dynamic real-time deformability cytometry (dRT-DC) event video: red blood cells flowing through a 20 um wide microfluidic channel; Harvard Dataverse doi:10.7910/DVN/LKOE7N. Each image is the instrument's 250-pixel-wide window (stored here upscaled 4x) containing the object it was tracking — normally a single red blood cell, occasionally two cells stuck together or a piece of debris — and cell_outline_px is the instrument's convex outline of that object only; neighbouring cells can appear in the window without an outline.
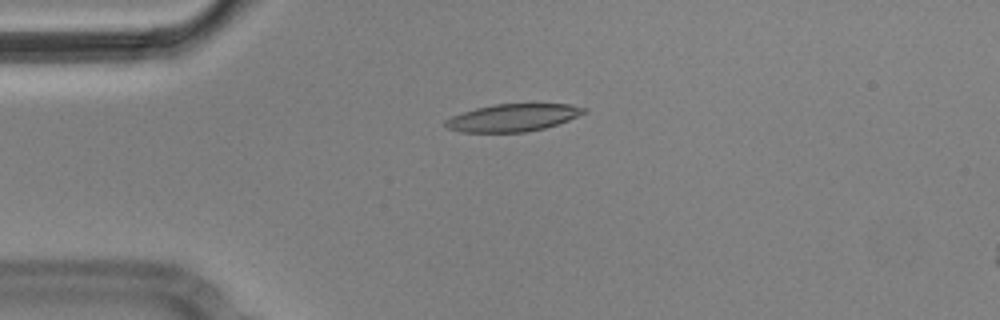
{"species": "Egyptian fruit bat (a non-hibernating species)", "species_latin": "Rousettus aegyptiacus", "temperature_condition": "cold", "stored_images_in_passage": 8, "camera_frame_rate_fps": 3000, "um_per_image_px": 0.085, "animal": {"sex": "male"}, "frame": {"image": 1, "passage_image": 3, "time_ms": 0.667, "image_size_px": [1000, 320], "cell_outline_px": [[588, 112], [568, 120], [544, 128], [524, 132], [460, 132], [448, 128], [444, 124], [444, 120], [452, 116], [476, 108], [496, 104], [568, 104], [588, 108]], "centroid_in_image_um": [43.61, 10.0], "position_along_channel_um": 41.4, "area_um2": 22.02}}
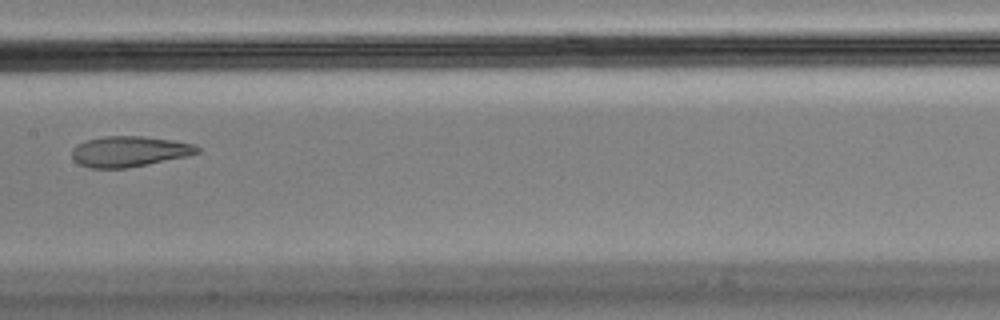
{"frame": {"image": 2, "passage_image": 7, "time_ms": 2.0, "image_size_px": [1000, 320], "cell_outline_px": [[200, 152], [188, 156], [128, 168], [92, 168], [80, 164], [72, 160], [72, 148], [88, 140], [104, 136], [144, 136], [172, 140], [192, 144], [200, 148]], "centroid_in_image_um": [11.0, 12.88], "position_along_channel_um": 196.4, "area_um2": 22.25}}